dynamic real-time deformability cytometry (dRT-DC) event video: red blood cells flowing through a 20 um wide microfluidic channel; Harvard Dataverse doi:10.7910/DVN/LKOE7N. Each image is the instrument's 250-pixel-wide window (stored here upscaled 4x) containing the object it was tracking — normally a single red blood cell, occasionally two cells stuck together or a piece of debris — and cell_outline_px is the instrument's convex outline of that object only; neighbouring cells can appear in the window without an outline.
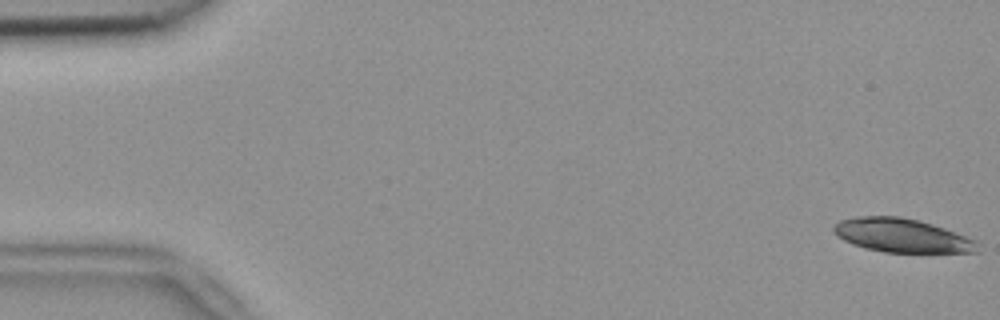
{"species": "common noctule bat (a hibernating species)", "species_latin": "Nyctalus noctula", "temperature_condition": "room temperature", "stored_images_in_passage": 53, "camera_frame_rate_fps": 3000, "um_per_image_px": 0.085, "animal": {"sex": "female", "body_mass_g": 18.4}, "frame": {"image": 1, "passage_image": 1, "time_ms": 0.0, "image_size_px": [1000, 320], "cell_outline_px": [[980, 252], [884, 252], [864, 248], [852, 244], [844, 240], [832, 228], [840, 220], [856, 216], [900, 216], [932, 224], [944, 228], [976, 240], [980, 244]], "centroid_in_image_um": [76.69, 20.02], "position_along_channel_um": 8.3, "area_um2": 28.15}}
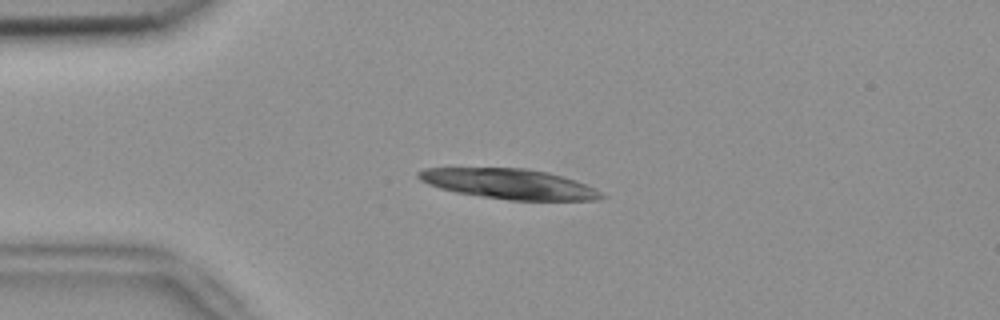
{"frame": {"image": 2, "passage_image": 13, "time_ms": 4.0, "image_size_px": [1000, 320], "cell_outline_px": [[608, 196], [600, 200], [508, 200], [456, 192], [440, 188], [428, 184], [420, 180], [416, 176], [416, 172], [424, 168], [528, 168], [548, 172], [576, 180], [596, 188]], "centroid_in_image_um": [43.32, 15.63], "position_along_channel_um": 41.7, "area_um2": 32.31}}
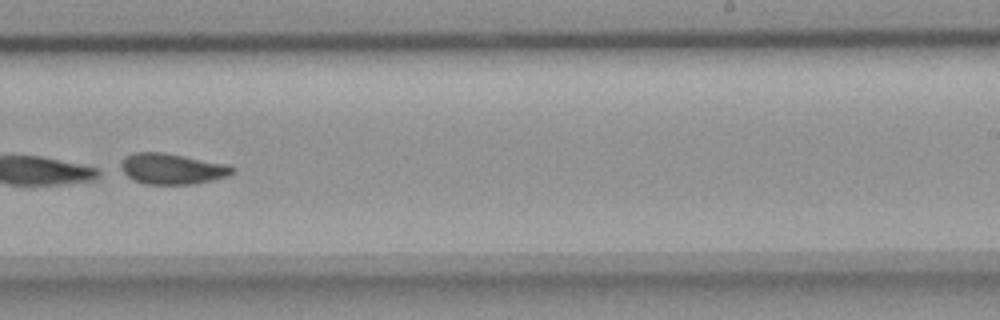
{"frame": {"image": 3, "passage_image": 34, "time_ms": 11.0, "image_size_px": [1000, 320], "cell_outline_px": [[236, 172], [228, 176], [212, 180], [192, 184], [144, 184], [128, 176], [120, 168], [120, 164], [124, 156], [132, 152], [164, 152], [228, 164], [236, 168]], "centroid_in_image_um": [14.65, 14.33], "position_along_channel_um": 274.4, "area_um2": 20.17}}